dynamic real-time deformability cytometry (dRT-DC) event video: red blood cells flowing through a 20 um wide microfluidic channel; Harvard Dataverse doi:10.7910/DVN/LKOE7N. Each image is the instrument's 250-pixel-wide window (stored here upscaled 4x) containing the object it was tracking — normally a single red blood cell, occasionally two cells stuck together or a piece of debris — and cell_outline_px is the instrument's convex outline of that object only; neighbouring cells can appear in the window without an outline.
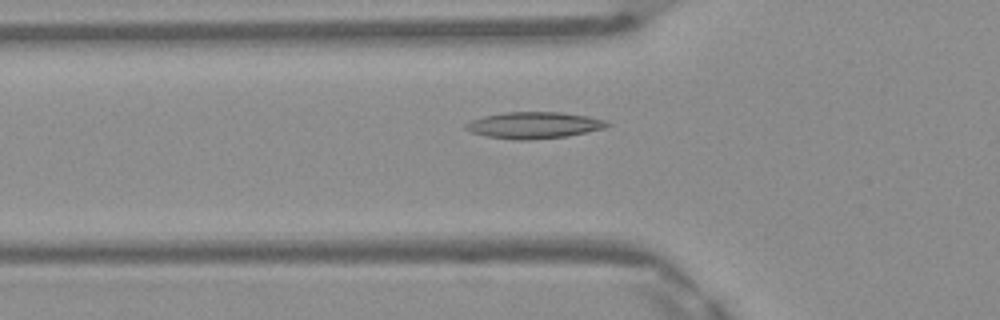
{"species": "Egyptian fruit bat (a non-hibernating species)", "species_latin": "Rousettus aegyptiacus", "temperature_condition": "warm", "stored_images_in_passage": 34, "camera_frame_rate_fps": 3000, "um_per_image_px": 0.085, "frame": {"image": 1, "passage_image": 5, "time_ms": 1.333, "image_size_px": [1000, 320], "cell_outline_px": [[612, 124], [604, 128], [588, 132], [568, 136], [528, 140], [516, 140], [484, 136], [472, 132], [464, 128], [464, 124], [472, 120], [484, 116], [504, 112], [560, 112], [588, 116], [608, 120]], "centroid_in_image_um": [45.41, 10.64], "position_along_channel_um": 80.4, "area_um2": 22.02}}
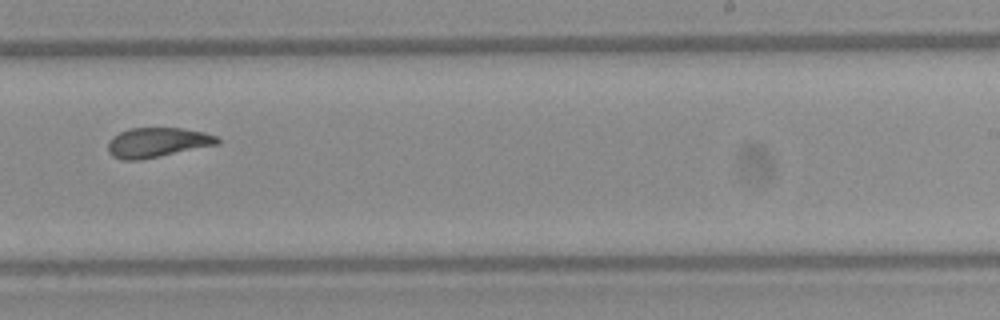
{"frame": {"image": 2, "passage_image": 19, "time_ms": 6.0, "image_size_px": [1000, 320], "cell_outline_px": [[220, 144], [140, 160], [124, 160], [112, 156], [108, 152], [108, 140], [112, 136], [128, 128], [184, 128], [204, 132], [216, 136], [220, 140]], "centroid_in_image_um": [13.36, 12.1], "position_along_channel_um": 275.6, "area_um2": 19.07}}
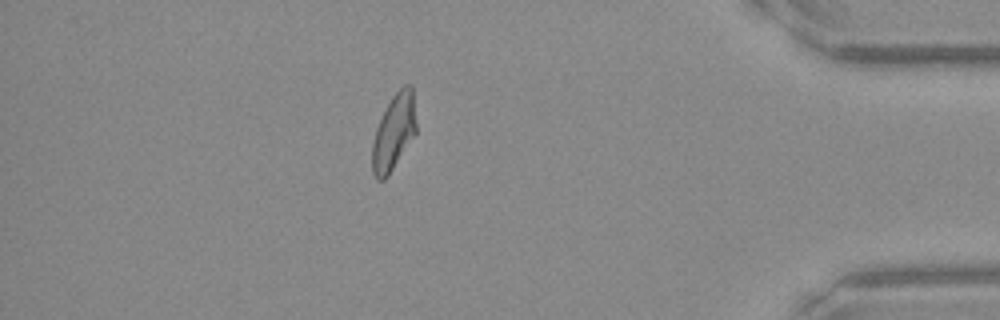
{"frame": {"image": 3, "passage_image": 31, "time_ms": 10.0, "image_size_px": [1000, 320], "cell_outline_px": [[416, 132], [388, 176], [384, 180], [376, 180], [372, 172], [372, 144], [376, 128], [392, 96], [404, 84], [412, 84], [416, 124]], "centroid_in_image_um": [33.47, 11.24], "position_along_channel_um": 401.7, "area_um2": 19.25}}